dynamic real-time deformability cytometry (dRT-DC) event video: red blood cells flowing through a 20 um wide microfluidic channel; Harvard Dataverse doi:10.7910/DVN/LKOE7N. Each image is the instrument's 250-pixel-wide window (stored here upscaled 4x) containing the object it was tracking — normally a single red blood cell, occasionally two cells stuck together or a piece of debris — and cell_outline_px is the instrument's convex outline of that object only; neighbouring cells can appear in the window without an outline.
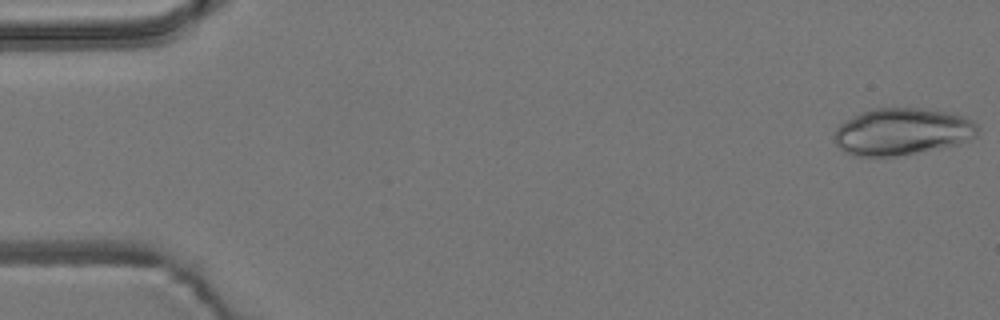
{"species": "common noctule bat (a hibernating species)", "species_latin": "Nyctalus noctula", "temperature_condition": "room temperature", "stored_images_in_passage": 54, "camera_frame_rate_fps": 3000, "um_per_image_px": 0.085, "animal": {"sex": "male", "body_mass_g": 19.2, "forearm_length_mm": 51.8}, "frame": {"image": 1, "passage_image": 1, "time_ms": 0.0, "image_size_px": [1000, 320], "cell_outline_px": [[980, 128], [976, 136], [968, 140], [956, 144], [896, 156], [852, 156], [844, 152], [836, 144], [832, 136], [836, 128], [844, 120], [860, 112], [872, 108], [920, 108], [948, 112], [964, 116], [972, 120]], "centroid_in_image_um": [76.64, 11.17], "position_along_channel_um": 8.4, "area_um2": 39.42}}
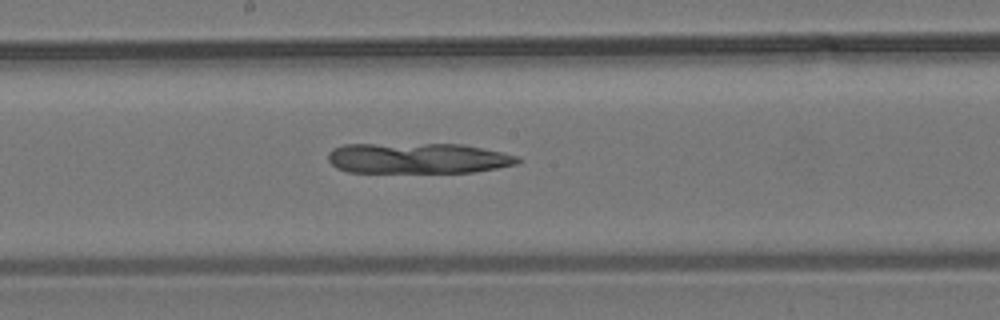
{"frame": {"image": 2, "passage_image": 29, "time_ms": 9.333, "image_size_px": [1000, 320], "cell_outline_px": [[524, 160], [516, 164], [496, 168], [472, 172], [348, 172], [336, 168], [328, 160], [328, 152], [332, 148], [344, 144], [464, 144], [500, 152], [516, 156]], "centroid_in_image_um": [35.48, 13.45], "position_along_channel_um": 212.7, "area_um2": 33.87}}
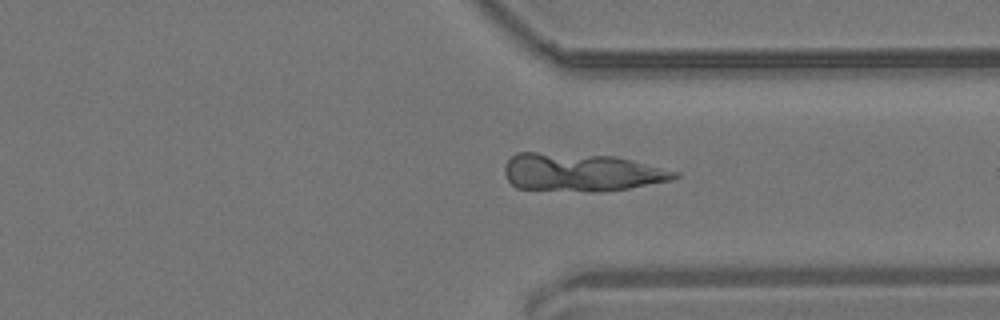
{"frame": {"image": 3, "passage_image": 41, "time_ms": 13.333, "image_size_px": [1000, 320], "cell_outline_px": [[680, 176], [672, 180], [628, 188], [600, 192], [592, 192], [516, 188], [508, 180], [504, 172], [504, 164], [516, 152], [536, 152], [616, 156], [680, 172]], "centroid_in_image_um": [49.41, 14.65], "position_along_channel_um": 362.0, "area_um2": 37.86}}